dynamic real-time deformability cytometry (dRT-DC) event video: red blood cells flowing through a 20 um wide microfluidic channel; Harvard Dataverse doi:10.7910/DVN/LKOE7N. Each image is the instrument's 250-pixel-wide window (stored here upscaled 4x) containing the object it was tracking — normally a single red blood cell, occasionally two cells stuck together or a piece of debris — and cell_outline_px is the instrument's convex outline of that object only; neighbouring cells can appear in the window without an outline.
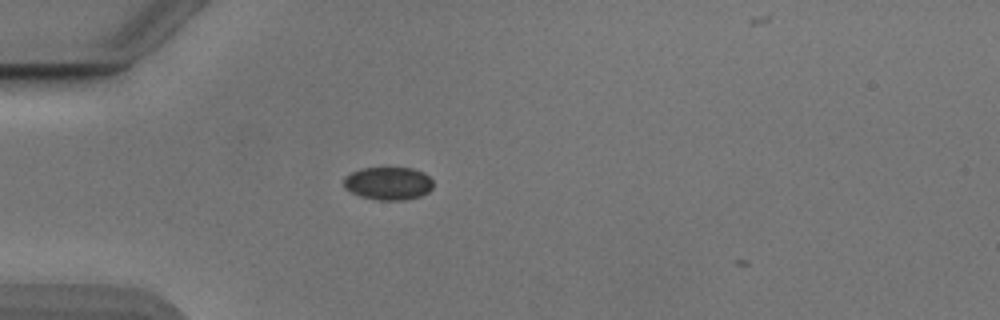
{"species": "Egyptian fruit bat (a non-hibernating species)", "species_latin": "Rousettus aegyptiacus", "temperature_condition": "cold", "stored_images_in_passage": 12, "camera_frame_rate_fps": 3000, "um_per_image_px": 0.085, "animal": {"sex": "male"}, "frame": {"image": 1, "passage_image": 10, "time_ms": 3.0, "image_size_px": [1000, 320], "cell_outline_px": [[432, 188], [428, 192], [420, 196], [404, 200], [380, 200], [360, 196], [344, 188], [344, 176], [360, 168], [412, 168], [424, 172], [432, 180]], "centroid_in_image_um": [33.0, 15.58], "position_along_channel_um": 52.0, "area_um2": 17.17}}